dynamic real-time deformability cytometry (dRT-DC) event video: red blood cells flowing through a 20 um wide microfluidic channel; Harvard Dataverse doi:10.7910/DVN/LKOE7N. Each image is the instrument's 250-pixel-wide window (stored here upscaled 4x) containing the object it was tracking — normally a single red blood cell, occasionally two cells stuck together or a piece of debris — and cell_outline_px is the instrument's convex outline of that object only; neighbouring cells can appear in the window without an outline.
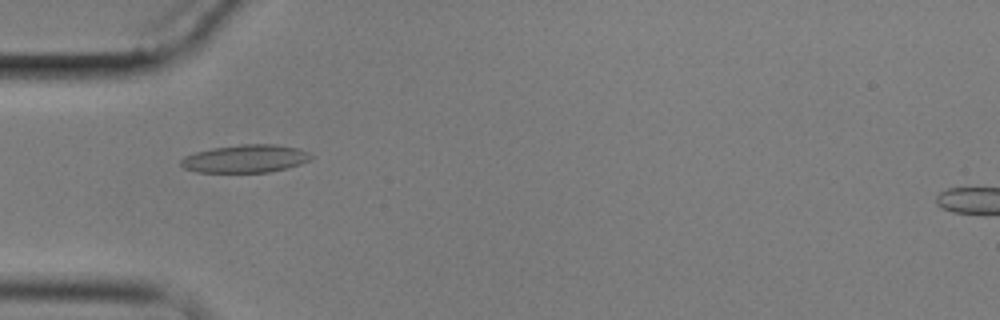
{"species": "common noctule bat (a hibernating species)", "species_latin": "Nyctalus noctula", "temperature_condition": "cold", "stored_images_in_passage": 6, "camera_frame_rate_fps": 3000, "um_per_image_px": 0.085, "animal": {"sex": "male", "body_mass_g": 17.9}, "frame": {"image": 1, "passage_image": 2, "time_ms": 1.0, "image_size_px": [1000, 320], "cell_outline_px": [[312, 156], [308, 160], [300, 164], [288, 168], [268, 172], [196, 172], [184, 168], [180, 164], [180, 160], [184, 156], [196, 152], [212, 148], [240, 144], [276, 144], [300, 148], [308, 152]], "centroid_in_image_um": [20.85, 13.48], "position_along_channel_um": 64.1, "area_um2": 21.21}}
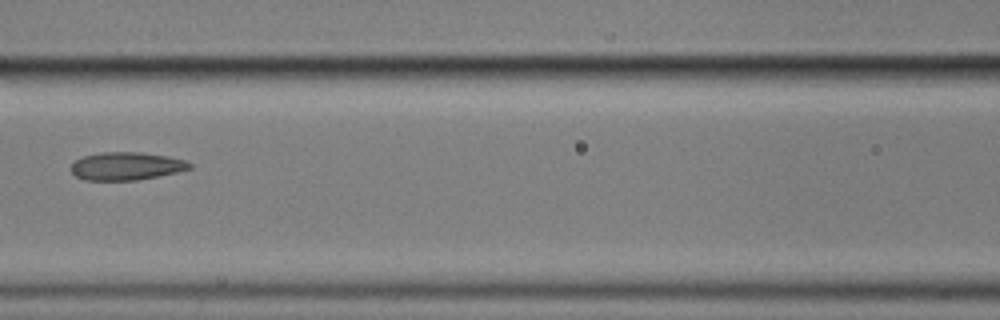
{"frame": {"image": 2, "passage_image": 4, "time_ms": 3.667, "image_size_px": [1000, 320], "cell_outline_px": [[192, 168], [176, 172], [136, 180], [84, 180], [76, 176], [72, 172], [72, 164], [76, 160], [84, 156], [100, 152], [136, 152], [168, 156], [184, 160], [192, 164]], "centroid_in_image_um": [10.73, 14.11], "position_along_channel_um": 155.9, "area_um2": 19.07}}
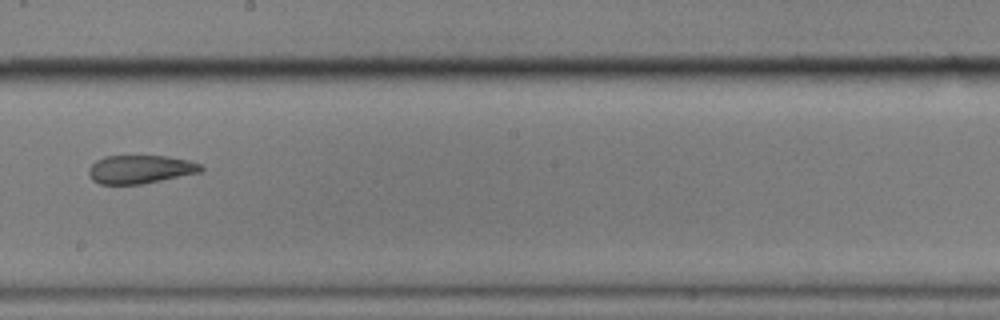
{"frame": {"image": 3, "passage_image": 6, "time_ms": 6.0, "image_size_px": [1000, 320], "cell_outline_px": [[204, 168], [200, 172], [140, 184], [100, 184], [92, 180], [88, 172], [88, 168], [96, 160], [104, 156], [168, 156], [188, 160], [200, 164]], "centroid_in_image_um": [11.89, 14.38], "position_along_channel_um": 236.3, "area_um2": 18.44}}